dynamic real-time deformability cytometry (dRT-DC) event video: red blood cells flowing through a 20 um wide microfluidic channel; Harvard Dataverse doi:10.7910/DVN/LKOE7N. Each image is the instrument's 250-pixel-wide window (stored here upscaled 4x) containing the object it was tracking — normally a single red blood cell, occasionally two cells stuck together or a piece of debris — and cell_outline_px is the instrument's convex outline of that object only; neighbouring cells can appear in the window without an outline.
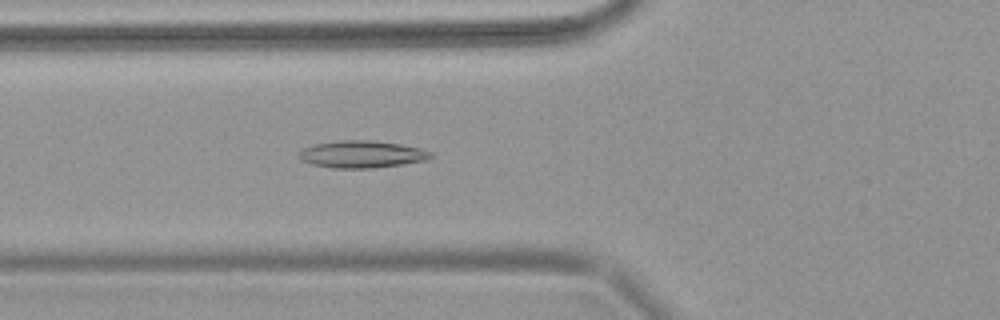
{"species": "common noctule bat (a hibernating species)", "species_latin": "Nyctalus noctula", "temperature_condition": "warm", "stored_images_in_passage": 71, "camera_frame_rate_fps": 3000, "um_per_image_px": 0.085, "animal": {"sex": "female", "body_mass_g": 18.4}, "frame": {"image": 1, "passage_image": 28, "time_ms": 9.0, "image_size_px": [1000, 320], "cell_outline_px": [[436, 156], [424, 160], [404, 164], [372, 168], [332, 168], [312, 164], [300, 160], [296, 156], [304, 148], [312, 144], [340, 140], [368, 140], [400, 144], [420, 148], [432, 152]], "centroid_in_image_um": [30.74, 13.11], "position_along_channel_um": 95.1, "area_um2": 20.98}}
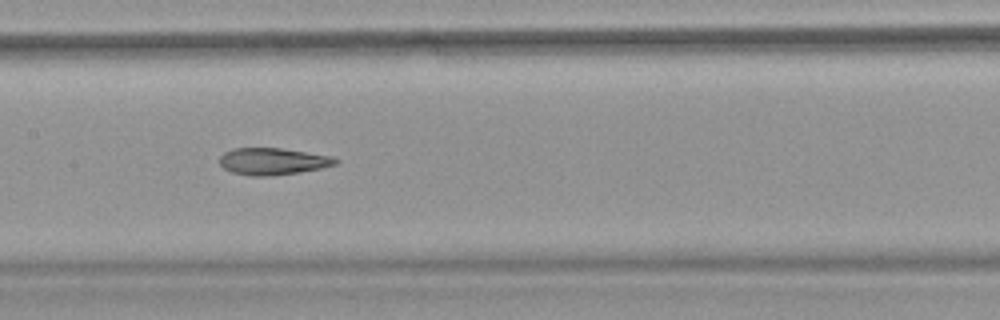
{"frame": {"image": 2, "passage_image": 37, "time_ms": 12.0, "image_size_px": [1000, 320], "cell_outline_px": [[340, 160], [336, 164], [320, 168], [300, 172], [272, 176], [252, 176], [232, 172], [224, 168], [220, 164], [220, 156], [224, 152], [232, 148], [280, 148], [332, 156]], "centroid_in_image_um": [23.18, 13.71], "position_along_channel_um": 184.2, "area_um2": 18.15}}
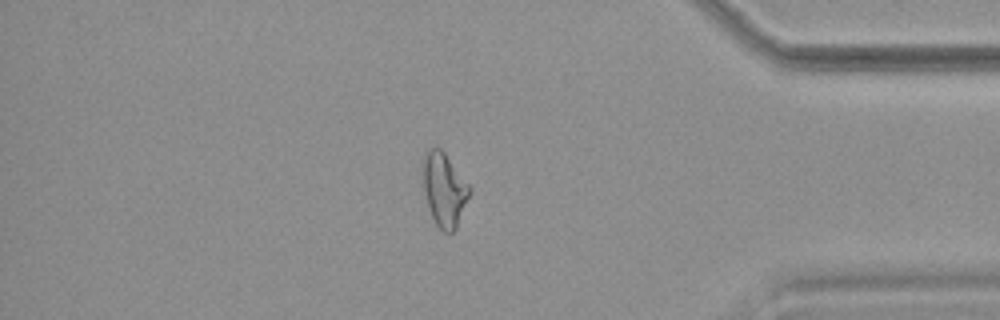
{"frame": {"image": 3, "passage_image": 61, "time_ms": 20.0, "image_size_px": [1000, 320], "cell_outline_px": [[472, 192], [456, 228], [452, 232], [444, 232], [436, 224], [432, 216], [428, 204], [424, 188], [424, 156], [428, 148], [440, 148], [444, 152], [472, 188]], "centroid_in_image_um": [37.81, 16.12], "position_along_channel_um": 397.4, "area_um2": 19.65}}